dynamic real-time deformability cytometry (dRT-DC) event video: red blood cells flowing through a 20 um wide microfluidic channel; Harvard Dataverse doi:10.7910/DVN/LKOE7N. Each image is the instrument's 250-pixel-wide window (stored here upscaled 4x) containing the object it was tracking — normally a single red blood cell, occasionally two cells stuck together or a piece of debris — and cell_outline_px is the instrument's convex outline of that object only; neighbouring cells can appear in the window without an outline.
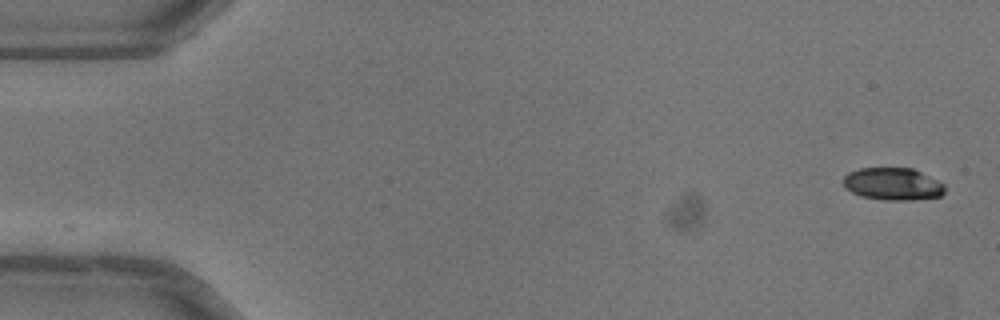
{"species": "common noctule bat (a hibernating species)", "species_latin": "Nyctalus noctula", "temperature_condition": "warm", "stored_images_in_passage": 51, "camera_frame_rate_fps": 3000, "um_per_image_px": 0.085, "animal": {"sex": "female"}, "frame": {"image": 1, "passage_image": 1, "time_ms": 0.0, "image_size_px": [1000, 320], "cell_outline_px": [[944, 192], [940, 196], [912, 200], [884, 200], [860, 196], [844, 188], [844, 176], [848, 172], [860, 168], [912, 168], [944, 184]], "centroid_in_image_um": [75.85, 15.64], "position_along_channel_um": 9.1, "area_um2": 19.07}}
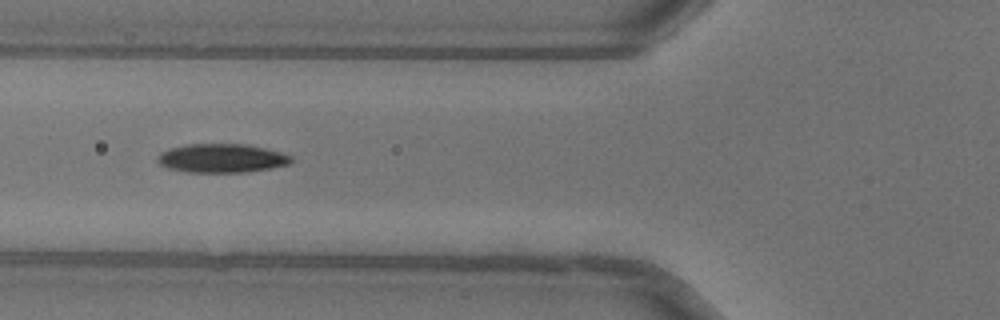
{"frame": {"image": 2, "passage_image": 19, "time_ms": 6.0, "image_size_px": [1000, 320], "cell_outline_px": [[292, 160], [288, 164], [248, 172], [188, 172], [168, 168], [160, 164], [156, 160], [156, 156], [160, 152], [168, 148], [188, 144], [244, 144], [264, 148], [280, 152], [292, 156]], "centroid_in_image_um": [18.79, 13.44], "position_along_channel_um": 107.0, "area_um2": 22.37}}
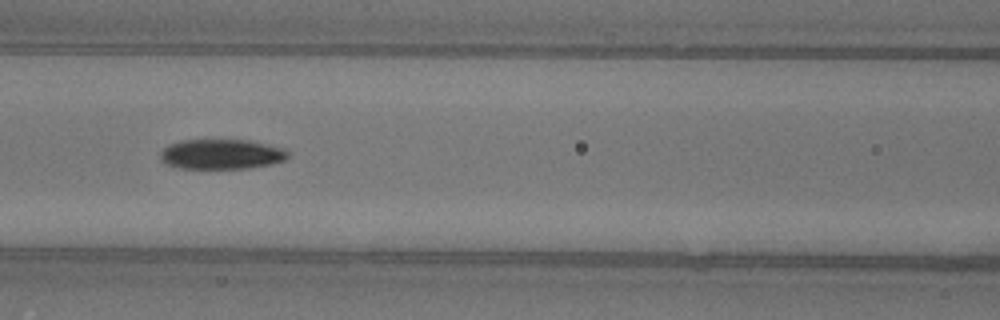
{"frame": {"image": 3, "passage_image": 22, "time_ms": 7.0, "image_size_px": [1000, 320], "cell_outline_px": [[288, 156], [284, 160], [272, 164], [248, 168], [180, 168], [164, 164], [160, 160], [160, 152], [168, 144], [184, 140], [248, 140], [284, 148], [288, 152]], "centroid_in_image_um": [18.79, 13.11], "position_along_channel_um": 147.8, "area_um2": 22.31}, "authors_computed_cell_mechanics": {"area_um2": 21.3282, "velocity_mm_per_s": 4.0459, "shape_relaxation_time_tau1_ms": 3.0166, "shape_relaxation_time_tau2_ms": null, "deformation_change_tau1": 0.1447, "deformation_change_tau2": null}}